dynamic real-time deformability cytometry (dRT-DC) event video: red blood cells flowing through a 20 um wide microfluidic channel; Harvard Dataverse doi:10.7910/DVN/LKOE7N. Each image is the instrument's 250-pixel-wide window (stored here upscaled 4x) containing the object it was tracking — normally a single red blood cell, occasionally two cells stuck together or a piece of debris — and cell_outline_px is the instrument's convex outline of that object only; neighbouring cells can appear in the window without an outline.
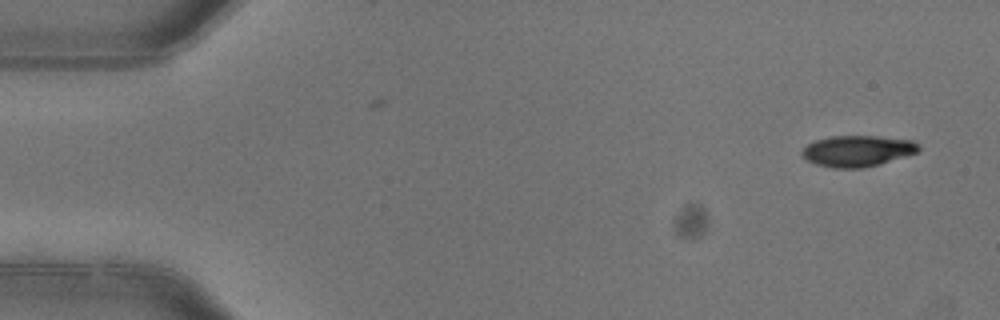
{"species": "common noctule bat (a hibernating species)", "species_latin": "Nyctalus noctula", "temperature_condition": "warm", "stored_images_in_passage": 4, "camera_frame_rate_fps": 3000, "um_per_image_px": 0.085, "animal": {"sex": "female"}, "frame": {"image": 1, "passage_image": 1, "time_ms": 0.0, "image_size_px": [1000, 320], "cell_outline_px": [[920, 152], [880, 164], [860, 168], [832, 168], [816, 164], [800, 156], [800, 152], [808, 144], [816, 140], [832, 136], [876, 136], [912, 140], [920, 144]], "centroid_in_image_um": [72.91, 12.83], "position_along_channel_um": 12.1, "area_um2": 21.27}}
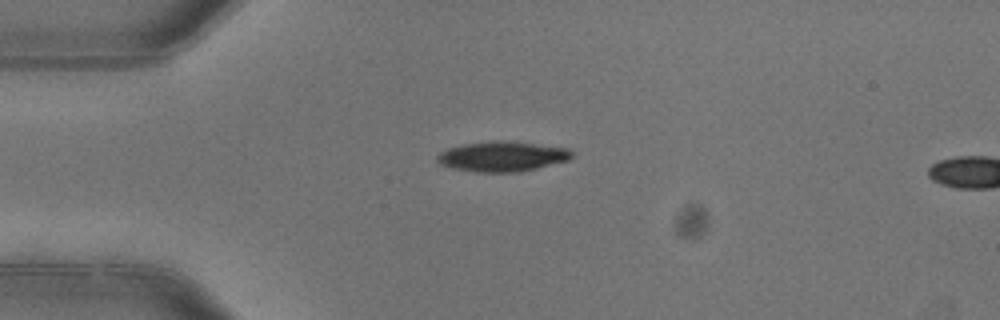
{"frame": {"image": 2, "passage_image": 3, "time_ms": 0.667, "image_size_px": [1000, 320], "cell_outline_px": [[572, 156], [568, 160], [520, 172], [476, 172], [452, 168], [440, 164], [436, 160], [436, 156], [440, 152], [448, 148], [464, 144], [532, 144], [568, 148], [572, 152]], "centroid_in_image_um": [42.66, 13.36], "position_along_channel_um": 42.3, "area_um2": 22.31}}